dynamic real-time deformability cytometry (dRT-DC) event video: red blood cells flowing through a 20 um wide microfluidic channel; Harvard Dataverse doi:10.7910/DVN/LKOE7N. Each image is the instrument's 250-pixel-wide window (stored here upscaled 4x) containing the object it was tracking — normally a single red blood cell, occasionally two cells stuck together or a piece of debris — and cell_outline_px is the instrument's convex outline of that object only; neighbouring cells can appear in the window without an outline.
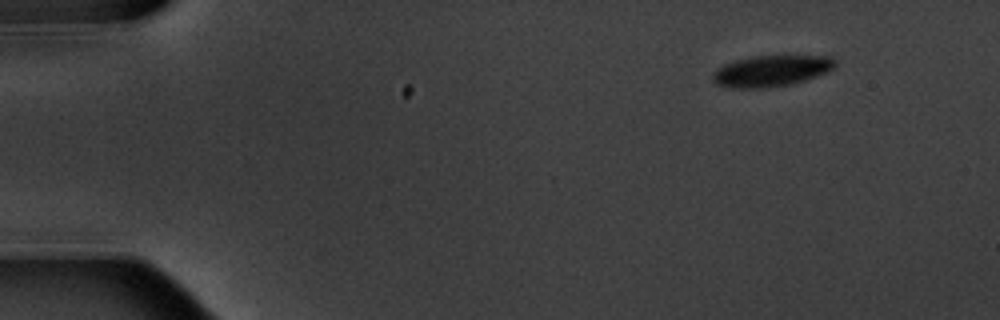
{"species": "common noctule bat (a hibernating species)", "species_latin": "Nyctalus noctula", "temperature_condition": "warm", "stored_images_in_passage": 14, "camera_frame_rate_fps": 3000, "um_per_image_px": 0.085, "animal": {"sex": "male", "body_mass_g": 20.1, "forearm_length_mm": 53.5}, "frame": {"image": 1, "passage_image": 1, "time_ms": 0.0, "image_size_px": [1000, 320], "cell_outline_px": [[836, 64], [828, 72], [804, 80], [788, 84], [768, 88], [728, 88], [716, 84], [712, 80], [712, 76], [716, 68], [724, 64], [736, 60], [752, 56], [832, 56], [836, 60]], "centroid_in_image_um": [65.53, 6.03], "position_along_channel_um": 19.5, "area_um2": 22.25}}
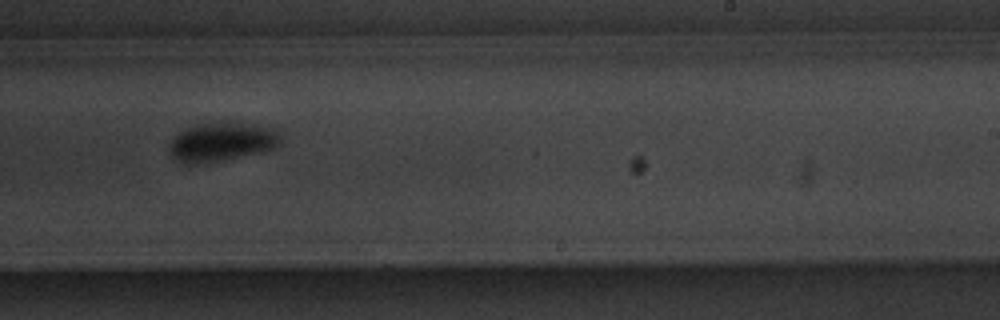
{"frame": {"image": 2, "passage_image": 9, "time_ms": 10.0, "image_size_px": [1000, 320], "cell_outline_px": [[280, 144], [276, 148], [260, 152], [204, 164], [184, 164], [176, 160], [168, 152], [168, 144], [180, 132], [196, 124], [220, 120], [256, 124], [276, 128], [280, 136]], "centroid_in_image_um": [18.85, 12.04], "position_along_channel_um": 270.2, "area_um2": 25.89}}
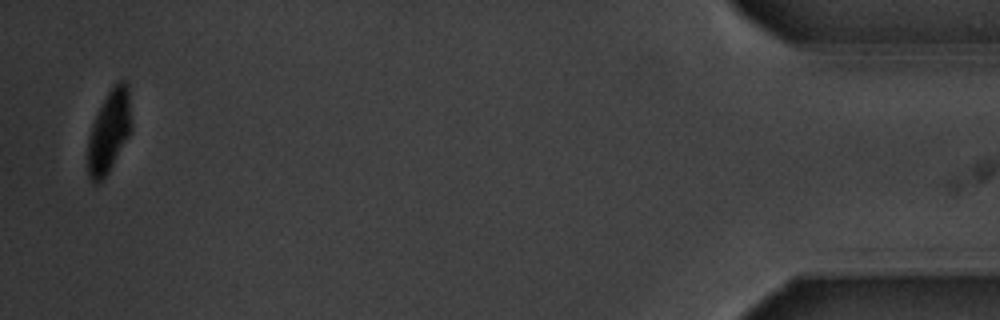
{"frame": {"image": 3, "passage_image": 14, "time_ms": 16.667, "image_size_px": [1000, 320], "cell_outline_px": [[132, 128], [128, 136], [108, 172], [96, 184], [88, 176], [88, 136], [92, 124], [108, 92], [120, 80], [124, 80], [128, 84], [132, 124]], "centroid_in_image_um": [9.28, 11.15], "position_along_channel_um": 425.9, "area_um2": 20.52}, "authors_computed_cell_mechanics": {"area_um2": 23.6402, "velocity_mm_per_s": 3.5404, "shape_relaxation_time_tau1_ms": 2.6664, "shape_relaxation_time_tau2_ms": null, "deformation_change_tau1": 0.1007, "deformation_change_tau2": null}}